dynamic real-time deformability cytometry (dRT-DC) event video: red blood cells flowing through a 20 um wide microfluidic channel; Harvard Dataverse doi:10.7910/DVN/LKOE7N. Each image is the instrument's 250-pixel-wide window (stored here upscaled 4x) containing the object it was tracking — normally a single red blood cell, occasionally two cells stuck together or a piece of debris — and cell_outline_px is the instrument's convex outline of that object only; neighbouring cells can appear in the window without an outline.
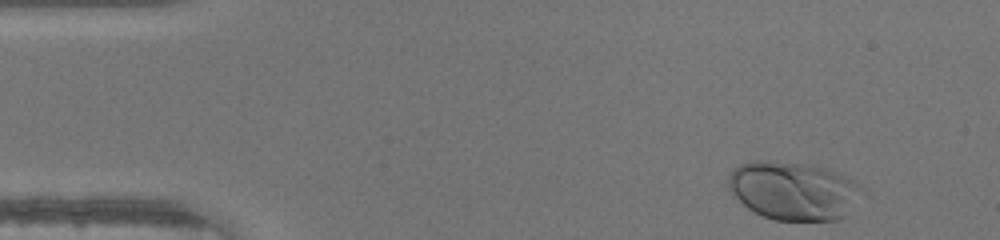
{"species": "human", "species_latin": "Homo sapiens", "temperature_condition": "warm", "stored_images_in_passage": 43, "camera_frame_rate_fps": 3000, "um_per_image_px": 0.085, "donor": {"sex": "male"}, "frame": {"image": 1, "passage_image": 1, "time_ms": 0.0, "image_size_px": [1000, 240], "cell_outline_px": [[868, 192], [840, 220], [772, 220], [748, 208], [728, 188], [728, 176], [740, 164], [752, 160], [776, 160], [812, 164], [828, 168], [852, 180], [864, 188]], "centroid_in_image_um": [67.51, 16.19], "position_along_channel_um": 17.5, "area_um2": 46.01}}
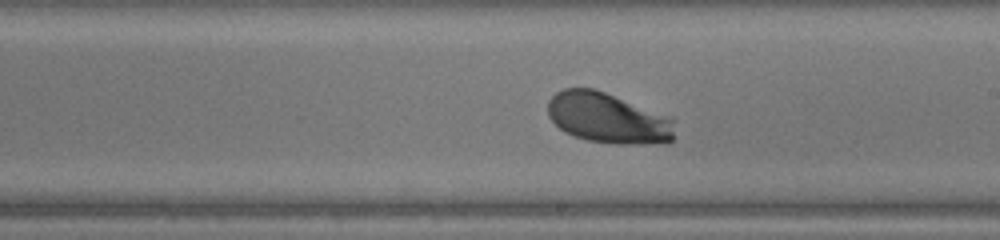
{"frame": {"image": 2, "passage_image": 23, "time_ms": 7.333, "image_size_px": [1000, 240], "cell_outline_px": [[672, 140], [668, 144], [616, 144], [588, 140], [564, 132], [548, 116], [548, 100], [556, 92], [564, 88], [592, 88], [604, 92], [672, 116]], "centroid_in_image_um": [51.68, 10.04], "position_along_channel_um": 237.3, "area_um2": 37.4}}
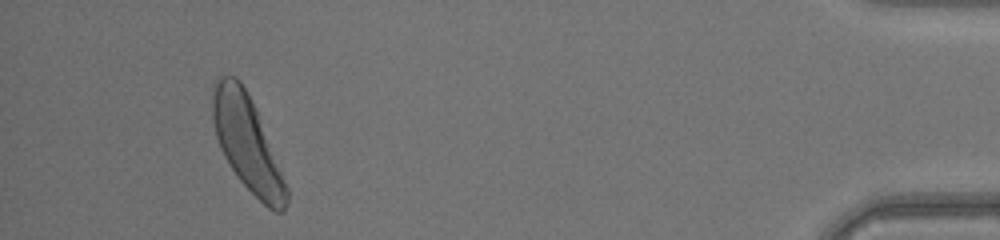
{"frame": {"image": 3, "passage_image": 40, "time_ms": 13.0, "image_size_px": [1000, 240], "cell_outline_px": [[288, 204], [284, 212], [276, 212], [268, 208], [240, 180], [228, 164], [220, 148], [216, 136], [212, 120], [212, 84], [220, 76], [236, 76], [240, 80], [256, 112], [288, 188]], "centroid_in_image_um": [20.98, 12.19], "position_along_channel_um": 414.2, "area_um2": 39.94}}